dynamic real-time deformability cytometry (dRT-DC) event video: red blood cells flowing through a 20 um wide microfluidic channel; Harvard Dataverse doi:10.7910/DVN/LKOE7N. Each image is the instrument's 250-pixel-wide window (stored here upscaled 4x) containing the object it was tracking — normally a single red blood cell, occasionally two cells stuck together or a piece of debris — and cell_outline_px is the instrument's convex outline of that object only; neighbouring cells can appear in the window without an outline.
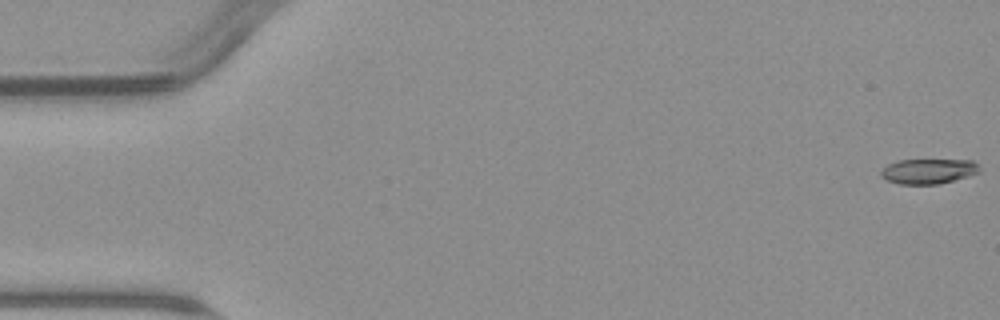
{"species": "common noctule bat (a hibernating species)", "species_latin": "Nyctalus noctula", "temperature_condition": "warm", "stored_images_in_passage": 5, "camera_frame_rate_fps": 3000, "um_per_image_px": 0.085, "animal": {"sex": "male", "body_mass_g": 23.1, "forearm_length_mm": 52.7}, "frame": {"image": 1, "passage_image": 1, "time_ms": 0.0, "image_size_px": [1000, 320], "cell_outline_px": [[980, 172], [968, 176], [940, 184], [900, 184], [888, 180], [880, 176], [880, 172], [888, 164], [900, 160], [972, 160], [980, 168]], "centroid_in_image_um": [78.92, 14.55], "position_along_channel_um": 6.1, "area_um2": 14.28}}
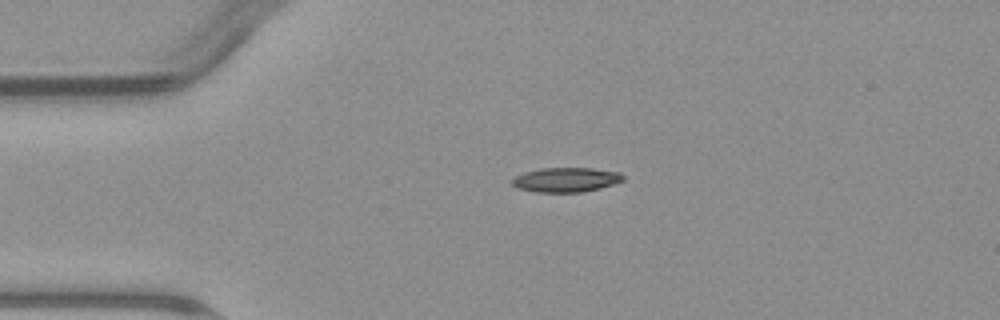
{"frame": {"image": 2, "passage_image": 4, "time_ms": 4.0, "image_size_px": [1000, 320], "cell_outline_px": [[624, 180], [600, 188], [580, 192], [536, 192], [516, 188], [512, 184], [512, 180], [516, 176], [524, 172], [544, 168], [592, 168], [620, 172], [624, 176]], "centroid_in_image_um": [48.11, 15.28], "position_along_channel_um": 36.9, "area_um2": 15.78}}